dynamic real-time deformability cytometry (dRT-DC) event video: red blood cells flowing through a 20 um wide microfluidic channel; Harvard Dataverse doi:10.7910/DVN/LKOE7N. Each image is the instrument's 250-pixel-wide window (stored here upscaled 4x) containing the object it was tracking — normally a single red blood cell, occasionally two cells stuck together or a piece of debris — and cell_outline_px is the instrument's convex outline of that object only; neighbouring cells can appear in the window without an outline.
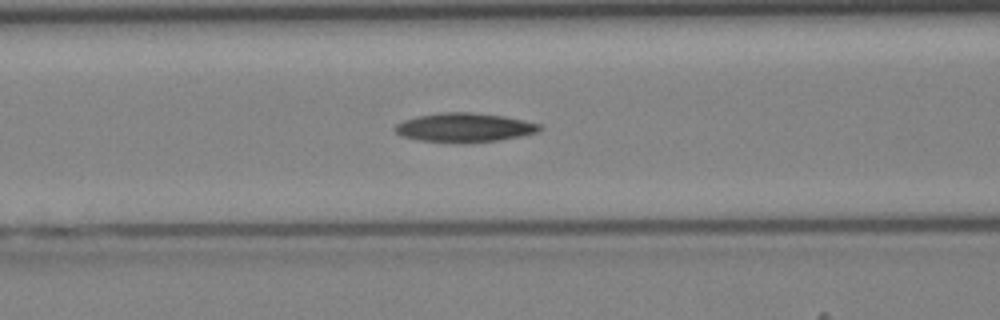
{"species": "Egyptian fruit bat (a non-hibernating species)", "species_latin": "Rousettus aegyptiacus", "temperature_condition": "cold", "stored_images_in_passage": 44, "camera_frame_rate_fps": 3000, "um_per_image_px": 0.085, "animal": {"sex": "female"}, "frame": {"image": 1, "passage_image": 19, "time_ms": 6.0, "image_size_px": [1000, 320], "cell_outline_px": [[544, 128], [536, 132], [520, 136], [500, 140], [464, 144], [460, 144], [416, 140], [400, 136], [392, 128], [396, 124], [404, 120], [416, 116], [440, 112], [472, 112], [504, 116], [524, 120], [540, 124]], "centroid_in_image_um": [39.43, 10.85], "position_along_channel_um": 127.2, "area_um2": 25.03}}
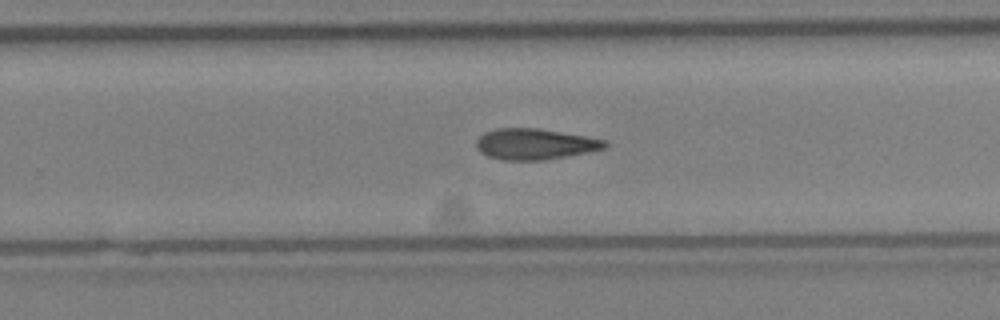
{"frame": {"image": 2, "passage_image": 29, "time_ms": 9.333, "image_size_px": [1000, 320], "cell_outline_px": [[608, 148], [588, 152], [544, 160], [500, 160], [488, 156], [480, 152], [476, 148], [476, 140], [484, 132], [496, 128], [536, 128], [608, 140]], "centroid_in_image_um": [45.46, 12.25], "position_along_channel_um": 284.3, "area_um2": 23.24}}
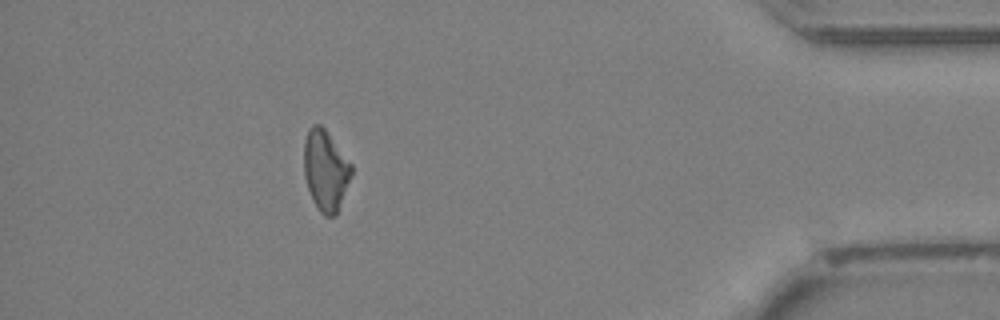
{"frame": {"image": 3, "passage_image": 40, "time_ms": 13.0, "image_size_px": [1000, 320], "cell_outline_px": [[352, 176], [336, 216], [324, 216], [320, 212], [312, 200], [304, 176], [304, 140], [308, 128], [312, 124], [320, 124], [328, 132], [352, 164]], "centroid_in_image_um": [27.67, 14.47], "position_along_channel_um": 407.5, "area_um2": 22.6}}